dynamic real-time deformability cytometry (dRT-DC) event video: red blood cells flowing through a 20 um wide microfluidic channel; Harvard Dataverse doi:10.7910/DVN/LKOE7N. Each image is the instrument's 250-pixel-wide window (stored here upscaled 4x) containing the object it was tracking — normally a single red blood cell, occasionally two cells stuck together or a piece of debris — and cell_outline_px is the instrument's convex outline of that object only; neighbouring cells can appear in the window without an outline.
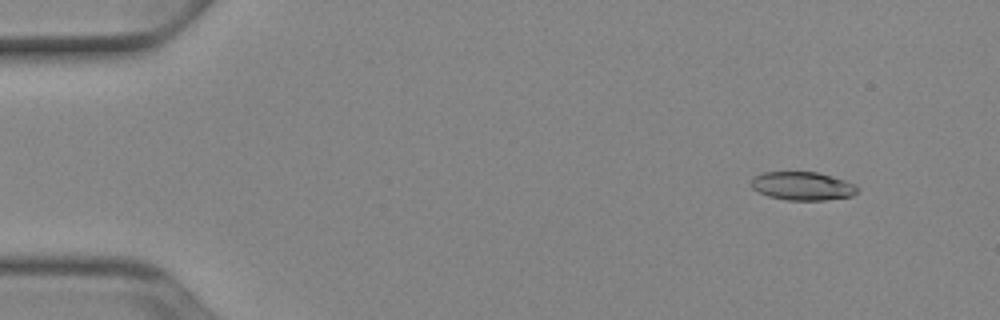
{"species": "Egyptian fruit bat (a non-hibernating species)", "species_latin": "Rousettus aegyptiacus", "temperature_condition": "cold", "stored_images_in_passage": 49, "camera_frame_rate_fps": 3000, "um_per_image_px": 0.085, "animal": {"sex": "female"}, "frame": {"image": 1, "passage_image": 2, "time_ms": 0.333, "image_size_px": [1000, 320], "cell_outline_px": [[860, 192], [852, 196], [824, 200], [788, 200], [768, 196], [752, 188], [752, 180], [756, 176], [764, 172], [816, 172], [832, 176], [856, 184], [860, 188]], "centroid_in_image_um": [68.29, 15.81], "position_along_channel_um": 16.7, "area_um2": 17.57}}
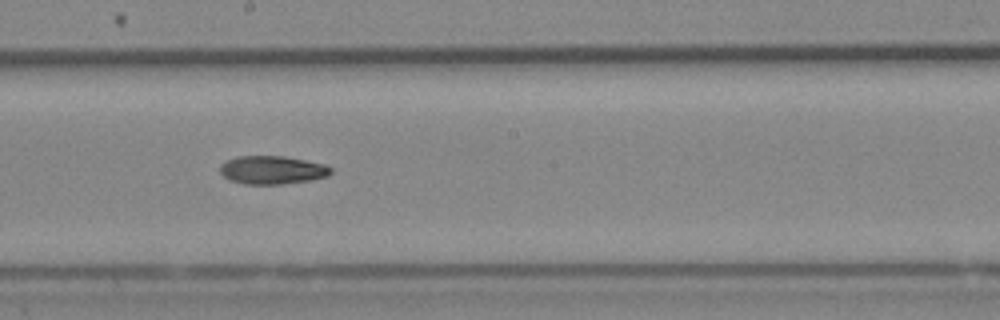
{"frame": {"image": 2, "passage_image": 26, "time_ms": 8.333, "image_size_px": [1000, 320], "cell_outline_px": [[332, 172], [328, 176], [312, 180], [280, 184], [244, 184], [232, 180], [224, 176], [220, 172], [220, 164], [224, 160], [236, 156], [284, 156], [324, 164], [332, 168]], "centroid_in_image_um": [23.13, 14.44], "position_along_channel_um": 225.1, "area_um2": 18.32}}
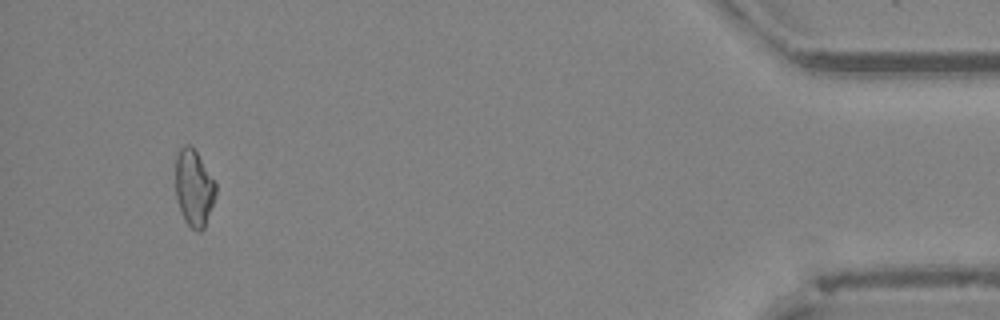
{"frame": {"image": 3, "passage_image": 46, "time_ms": 15.0, "image_size_px": [1000, 320], "cell_outline_px": [[216, 196], [204, 228], [200, 232], [196, 232], [184, 220], [176, 196], [176, 156], [180, 148], [184, 144], [188, 144], [196, 152], [216, 184]], "centroid_in_image_um": [16.48, 16.0], "position_along_channel_um": 418.7, "area_um2": 17.74}, "authors_computed_cell_mechanics": {"area_um2": 18.4382, "velocity_mm_per_s": 3.9416, "shape_relaxation_time_tau1_ms": null, "shape_relaxation_time_tau2_ms": 8.1633, "deformation_change_tau1": null, "deformation_change_tau2": 0.1679}}